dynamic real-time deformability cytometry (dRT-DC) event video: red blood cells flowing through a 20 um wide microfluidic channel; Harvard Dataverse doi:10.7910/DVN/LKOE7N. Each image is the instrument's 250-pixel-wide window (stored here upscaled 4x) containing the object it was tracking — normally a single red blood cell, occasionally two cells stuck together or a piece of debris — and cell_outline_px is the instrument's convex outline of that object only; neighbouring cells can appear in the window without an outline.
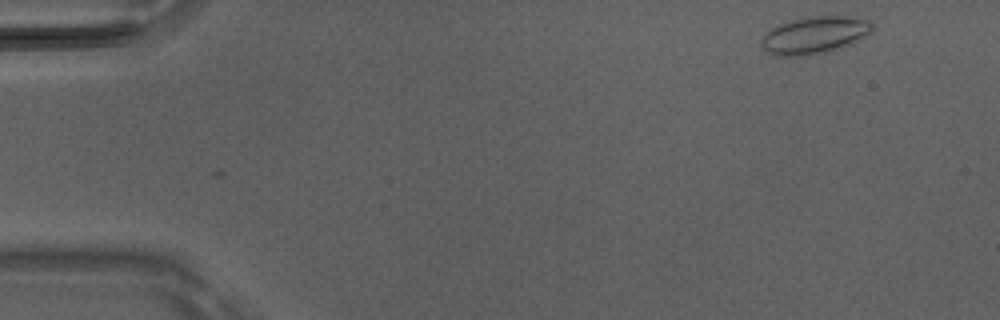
{"species": "Egyptian fruit bat (a non-hibernating species)", "species_latin": "Rousettus aegyptiacus", "temperature_condition": "room temperature", "stored_images_in_passage": 4, "camera_frame_rate_fps": 3000, "um_per_image_px": 0.085, "animal": {"sex": "male"}, "frame": {"image": 1, "passage_image": 1, "time_ms": 0.0, "image_size_px": [1000, 320], "cell_outline_px": [[876, 28], [872, 32], [852, 44], [840, 48], [824, 52], [804, 56], [768, 56], [760, 44], [760, 40], [772, 28], [780, 24], [792, 20], [812, 16], [852, 16], [872, 20]], "centroid_in_image_um": [69.28, 2.99], "position_along_channel_um": 15.7, "area_um2": 24.51}}